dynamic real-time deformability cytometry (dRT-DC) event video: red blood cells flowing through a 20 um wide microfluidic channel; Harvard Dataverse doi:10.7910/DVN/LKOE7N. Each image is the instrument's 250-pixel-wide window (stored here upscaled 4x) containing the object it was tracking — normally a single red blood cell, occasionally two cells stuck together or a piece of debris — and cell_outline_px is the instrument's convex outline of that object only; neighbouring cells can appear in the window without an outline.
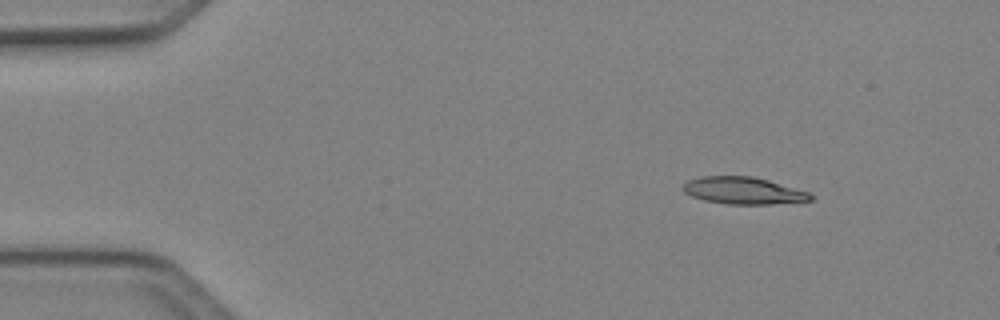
{"species": "Egyptian fruit bat (a non-hibernating species)", "species_latin": "Rousettus aegyptiacus", "temperature_condition": "cold", "stored_images_in_passage": 3, "camera_frame_rate_fps": 3000, "um_per_image_px": 0.085, "animal": {"sex": "female"}, "frame": {"image": 1, "passage_image": 1, "time_ms": 0.0, "image_size_px": [1000, 320], "cell_outline_px": [[812, 200], [768, 204], [728, 204], [704, 200], [692, 196], [684, 192], [680, 188], [688, 180], [700, 176], [752, 176], [768, 180], [808, 192], [812, 196]], "centroid_in_image_um": [63.12, 16.19], "position_along_channel_um": 21.9, "area_um2": 19.94}}